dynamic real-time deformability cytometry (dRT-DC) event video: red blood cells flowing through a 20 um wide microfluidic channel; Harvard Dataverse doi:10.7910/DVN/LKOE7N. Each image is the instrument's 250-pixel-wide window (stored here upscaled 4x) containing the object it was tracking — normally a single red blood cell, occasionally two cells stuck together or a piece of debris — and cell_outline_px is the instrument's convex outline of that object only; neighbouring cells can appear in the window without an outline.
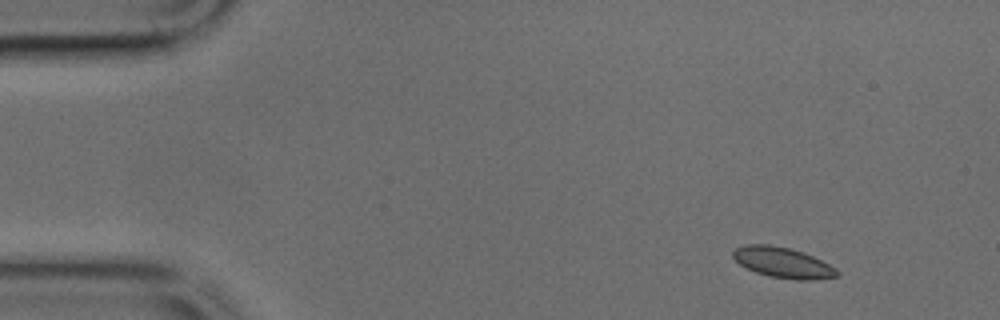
{"species": "common noctule bat (a hibernating species)", "species_latin": "Nyctalus noctula", "temperature_condition": "cold", "stored_images_in_passage": 38, "camera_frame_rate_fps": 3000, "um_per_image_px": 0.085, "animal": {"sex": "male", "body_mass_g": 17.9, "forearm_length_mm": 54.2}, "frame": {"image": 1, "passage_image": 1, "time_ms": 0.0, "image_size_px": [1000, 320], "cell_outline_px": [[840, 276], [812, 280], [796, 280], [768, 276], [756, 272], [740, 264], [732, 256], [732, 252], [736, 248], [748, 244], [768, 244], [788, 248], [804, 252], [836, 268], [840, 272]], "centroid_in_image_um": [66.56, 22.33], "position_along_channel_um": 18.4, "area_um2": 18.44}}
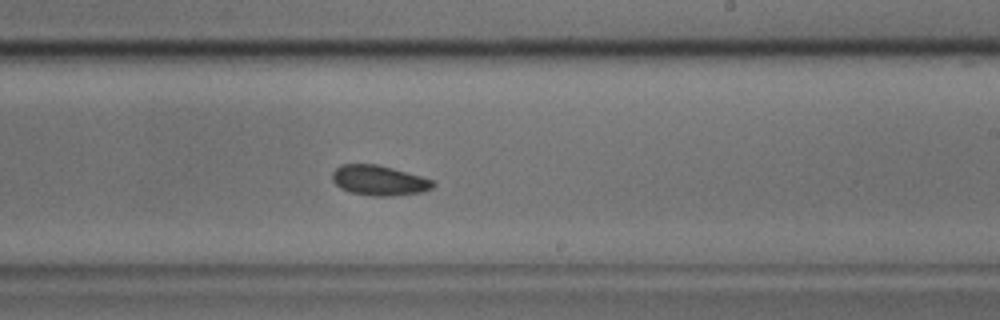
{"frame": {"image": 2, "passage_image": 25, "time_ms": 8.0, "image_size_px": [1000, 320], "cell_outline_px": [[436, 184], [432, 188], [424, 192], [392, 196], [372, 196], [352, 192], [340, 188], [332, 180], [332, 172], [340, 164], [376, 164], [392, 168], [436, 180]], "centroid_in_image_um": [32.25, 15.34], "position_along_channel_um": 256.7, "area_um2": 17.8}}
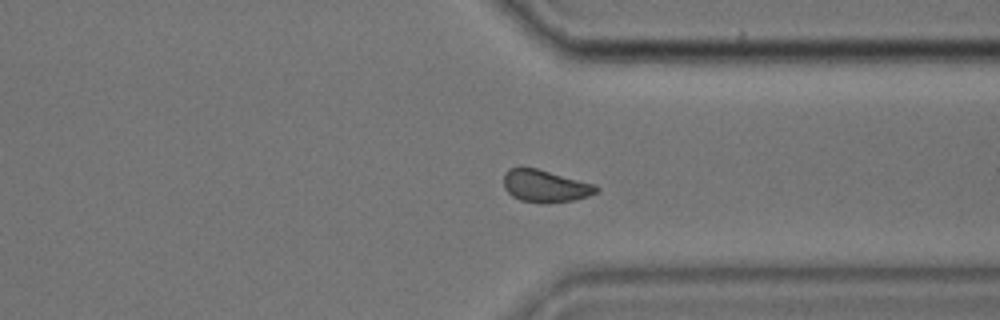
{"frame": {"image": 3, "passage_image": 33, "time_ms": 10.667, "image_size_px": [1000, 320], "cell_outline_px": [[600, 188], [596, 192], [588, 196], [576, 200], [544, 204], [520, 200], [512, 196], [504, 188], [504, 172], [508, 168], [520, 164], [536, 168], [596, 184]], "centroid_in_image_um": [46.31, 15.79], "position_along_channel_um": 365.1, "area_um2": 17.98}}